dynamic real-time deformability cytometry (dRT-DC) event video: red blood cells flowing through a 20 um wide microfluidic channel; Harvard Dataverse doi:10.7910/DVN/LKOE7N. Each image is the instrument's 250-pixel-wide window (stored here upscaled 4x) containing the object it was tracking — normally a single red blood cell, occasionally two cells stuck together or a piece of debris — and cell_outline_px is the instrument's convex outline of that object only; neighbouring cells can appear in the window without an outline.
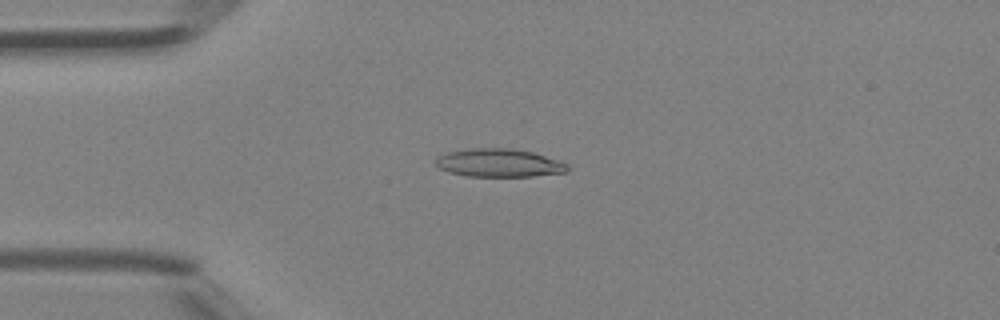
{"species": "Egyptian fruit bat (a non-hibernating species)", "species_latin": "Rousettus aegyptiacus", "temperature_condition": "room temperature", "stored_images_in_passage": 2, "camera_frame_rate_fps": 3000, "um_per_image_px": 0.085, "animal": {"sex": "female"}, "frame": {"image": 1, "passage_image": 2, "time_ms": 0.333, "image_size_px": [1000, 320], "cell_outline_px": [[572, 168], [568, 172], [532, 176], [468, 176], [448, 172], [440, 168], [436, 164], [436, 160], [440, 156], [448, 152], [472, 148], [512, 148], [532, 152], [568, 164]], "centroid_in_image_um": [42.46, 13.85], "position_along_channel_um": 42.5, "area_um2": 21.5}}